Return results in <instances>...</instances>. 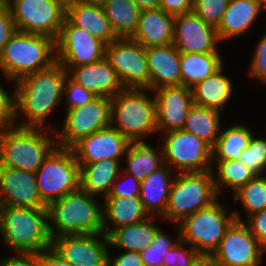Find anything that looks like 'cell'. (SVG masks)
Listing matches in <instances>:
<instances>
[{"mask_svg":"<svg viewBox=\"0 0 266 266\" xmlns=\"http://www.w3.org/2000/svg\"><path fill=\"white\" fill-rule=\"evenodd\" d=\"M68 72L61 63L27 75L14 82L16 126L45 127L48 116L62 104L63 86ZM27 118L18 122V115Z\"/></svg>","mask_w":266,"mask_h":266,"instance_id":"6da1fadb","label":"cell"},{"mask_svg":"<svg viewBox=\"0 0 266 266\" xmlns=\"http://www.w3.org/2000/svg\"><path fill=\"white\" fill-rule=\"evenodd\" d=\"M95 197L79 188L51 202L47 206L51 239L104 233L103 205L100 206Z\"/></svg>","mask_w":266,"mask_h":266,"instance_id":"7a4b0ae2","label":"cell"},{"mask_svg":"<svg viewBox=\"0 0 266 266\" xmlns=\"http://www.w3.org/2000/svg\"><path fill=\"white\" fill-rule=\"evenodd\" d=\"M0 233L15 252L41 253L52 246L48 209L0 205Z\"/></svg>","mask_w":266,"mask_h":266,"instance_id":"3957f363","label":"cell"},{"mask_svg":"<svg viewBox=\"0 0 266 266\" xmlns=\"http://www.w3.org/2000/svg\"><path fill=\"white\" fill-rule=\"evenodd\" d=\"M47 129L55 137V128L49 125L0 129V166L35 173L57 146L56 140L47 136Z\"/></svg>","mask_w":266,"mask_h":266,"instance_id":"277c9868","label":"cell"},{"mask_svg":"<svg viewBox=\"0 0 266 266\" xmlns=\"http://www.w3.org/2000/svg\"><path fill=\"white\" fill-rule=\"evenodd\" d=\"M55 62L54 39L16 30L0 54V71L7 80L17 82Z\"/></svg>","mask_w":266,"mask_h":266,"instance_id":"5b68a950","label":"cell"},{"mask_svg":"<svg viewBox=\"0 0 266 266\" xmlns=\"http://www.w3.org/2000/svg\"><path fill=\"white\" fill-rule=\"evenodd\" d=\"M146 91L150 90L124 88L111 98V126L130 142L158 133L155 95L150 97Z\"/></svg>","mask_w":266,"mask_h":266,"instance_id":"8992f818","label":"cell"},{"mask_svg":"<svg viewBox=\"0 0 266 266\" xmlns=\"http://www.w3.org/2000/svg\"><path fill=\"white\" fill-rule=\"evenodd\" d=\"M217 199L209 207L185 217L179 226V239L190 244L199 254L212 255L226 230L235 221H243L237 211L227 212Z\"/></svg>","mask_w":266,"mask_h":266,"instance_id":"52a82bcc","label":"cell"},{"mask_svg":"<svg viewBox=\"0 0 266 266\" xmlns=\"http://www.w3.org/2000/svg\"><path fill=\"white\" fill-rule=\"evenodd\" d=\"M217 198L213 169L176 173L169 191L167 208L160 219L178 224L185 217L209 207Z\"/></svg>","mask_w":266,"mask_h":266,"instance_id":"ba28073f","label":"cell"},{"mask_svg":"<svg viewBox=\"0 0 266 266\" xmlns=\"http://www.w3.org/2000/svg\"><path fill=\"white\" fill-rule=\"evenodd\" d=\"M35 174L39 195L47 206L80 188V165L69 148L56 146Z\"/></svg>","mask_w":266,"mask_h":266,"instance_id":"9c48e42d","label":"cell"},{"mask_svg":"<svg viewBox=\"0 0 266 266\" xmlns=\"http://www.w3.org/2000/svg\"><path fill=\"white\" fill-rule=\"evenodd\" d=\"M162 138L164 163L175 174L176 170L177 173L214 170L212 148L194 134L180 129L166 132Z\"/></svg>","mask_w":266,"mask_h":266,"instance_id":"30bf717a","label":"cell"},{"mask_svg":"<svg viewBox=\"0 0 266 266\" xmlns=\"http://www.w3.org/2000/svg\"><path fill=\"white\" fill-rule=\"evenodd\" d=\"M62 130L55 129L57 147L71 149L81 139L111 126V98L97 96L91 102L66 110Z\"/></svg>","mask_w":266,"mask_h":266,"instance_id":"8fae6325","label":"cell"},{"mask_svg":"<svg viewBox=\"0 0 266 266\" xmlns=\"http://www.w3.org/2000/svg\"><path fill=\"white\" fill-rule=\"evenodd\" d=\"M105 58L124 88L150 90L148 60L143 45L132 38H117L106 45Z\"/></svg>","mask_w":266,"mask_h":266,"instance_id":"7c38bea8","label":"cell"},{"mask_svg":"<svg viewBox=\"0 0 266 266\" xmlns=\"http://www.w3.org/2000/svg\"><path fill=\"white\" fill-rule=\"evenodd\" d=\"M18 31L56 40L66 11L53 0H11L8 4Z\"/></svg>","mask_w":266,"mask_h":266,"instance_id":"4fadbf2b","label":"cell"},{"mask_svg":"<svg viewBox=\"0 0 266 266\" xmlns=\"http://www.w3.org/2000/svg\"><path fill=\"white\" fill-rule=\"evenodd\" d=\"M106 44L66 18L55 40L56 61L62 66H83L105 57Z\"/></svg>","mask_w":266,"mask_h":266,"instance_id":"5bb4252c","label":"cell"},{"mask_svg":"<svg viewBox=\"0 0 266 266\" xmlns=\"http://www.w3.org/2000/svg\"><path fill=\"white\" fill-rule=\"evenodd\" d=\"M266 249L244 221L235 220L212 254L224 266H259Z\"/></svg>","mask_w":266,"mask_h":266,"instance_id":"9a60e30c","label":"cell"},{"mask_svg":"<svg viewBox=\"0 0 266 266\" xmlns=\"http://www.w3.org/2000/svg\"><path fill=\"white\" fill-rule=\"evenodd\" d=\"M51 248L72 266H107L110 254L104 233L60 236L52 239Z\"/></svg>","mask_w":266,"mask_h":266,"instance_id":"2e32d148","label":"cell"},{"mask_svg":"<svg viewBox=\"0 0 266 266\" xmlns=\"http://www.w3.org/2000/svg\"><path fill=\"white\" fill-rule=\"evenodd\" d=\"M221 42L214 26L205 23L195 12L175 16L173 45L184 53H219Z\"/></svg>","mask_w":266,"mask_h":266,"instance_id":"e0dca14e","label":"cell"},{"mask_svg":"<svg viewBox=\"0 0 266 266\" xmlns=\"http://www.w3.org/2000/svg\"><path fill=\"white\" fill-rule=\"evenodd\" d=\"M130 143L118 129L109 126L81 139L71 149L78 164L104 159L121 161L125 157Z\"/></svg>","mask_w":266,"mask_h":266,"instance_id":"ac0fdd59","label":"cell"},{"mask_svg":"<svg viewBox=\"0 0 266 266\" xmlns=\"http://www.w3.org/2000/svg\"><path fill=\"white\" fill-rule=\"evenodd\" d=\"M0 205L47 208L38 192L36 174L0 166Z\"/></svg>","mask_w":266,"mask_h":266,"instance_id":"d6986e66","label":"cell"},{"mask_svg":"<svg viewBox=\"0 0 266 266\" xmlns=\"http://www.w3.org/2000/svg\"><path fill=\"white\" fill-rule=\"evenodd\" d=\"M153 93L156 99L157 131L164 134L182 129L188 111L194 104L191 88L183 85L165 86Z\"/></svg>","mask_w":266,"mask_h":266,"instance_id":"ffe728a7","label":"cell"},{"mask_svg":"<svg viewBox=\"0 0 266 266\" xmlns=\"http://www.w3.org/2000/svg\"><path fill=\"white\" fill-rule=\"evenodd\" d=\"M63 67L75 82L96 96L113 98L124 89L117 73L105 57L88 65Z\"/></svg>","mask_w":266,"mask_h":266,"instance_id":"44dd1931","label":"cell"},{"mask_svg":"<svg viewBox=\"0 0 266 266\" xmlns=\"http://www.w3.org/2000/svg\"><path fill=\"white\" fill-rule=\"evenodd\" d=\"M150 75V91L181 85L180 51L173 45L145 48Z\"/></svg>","mask_w":266,"mask_h":266,"instance_id":"7402d4cb","label":"cell"},{"mask_svg":"<svg viewBox=\"0 0 266 266\" xmlns=\"http://www.w3.org/2000/svg\"><path fill=\"white\" fill-rule=\"evenodd\" d=\"M175 16L161 8L142 10L134 35V41L145 48L173 44Z\"/></svg>","mask_w":266,"mask_h":266,"instance_id":"603a6c76","label":"cell"},{"mask_svg":"<svg viewBox=\"0 0 266 266\" xmlns=\"http://www.w3.org/2000/svg\"><path fill=\"white\" fill-rule=\"evenodd\" d=\"M175 172L169 165L163 164L140 182L139 198L150 216H159L165 213L168 204L169 191L175 178Z\"/></svg>","mask_w":266,"mask_h":266,"instance_id":"cb8c5ba5","label":"cell"},{"mask_svg":"<svg viewBox=\"0 0 266 266\" xmlns=\"http://www.w3.org/2000/svg\"><path fill=\"white\" fill-rule=\"evenodd\" d=\"M261 13L260 0H230L216 28L219 40L245 34Z\"/></svg>","mask_w":266,"mask_h":266,"instance_id":"d4e9b609","label":"cell"},{"mask_svg":"<svg viewBox=\"0 0 266 266\" xmlns=\"http://www.w3.org/2000/svg\"><path fill=\"white\" fill-rule=\"evenodd\" d=\"M65 18L74 26L89 32L106 45L117 39L102 6L80 1L66 11Z\"/></svg>","mask_w":266,"mask_h":266,"instance_id":"484cf974","label":"cell"},{"mask_svg":"<svg viewBox=\"0 0 266 266\" xmlns=\"http://www.w3.org/2000/svg\"><path fill=\"white\" fill-rule=\"evenodd\" d=\"M102 205L103 230L106 236L114 229L135 224L150 217L139 197H104ZM110 223L113 229L109 228Z\"/></svg>","mask_w":266,"mask_h":266,"instance_id":"4316f807","label":"cell"},{"mask_svg":"<svg viewBox=\"0 0 266 266\" xmlns=\"http://www.w3.org/2000/svg\"><path fill=\"white\" fill-rule=\"evenodd\" d=\"M122 162L104 159L80 165V188L91 195L106 197L122 170Z\"/></svg>","mask_w":266,"mask_h":266,"instance_id":"83f0119b","label":"cell"},{"mask_svg":"<svg viewBox=\"0 0 266 266\" xmlns=\"http://www.w3.org/2000/svg\"><path fill=\"white\" fill-rule=\"evenodd\" d=\"M222 68L223 66L191 88L194 104L221 112L225 109V104L233 94V83L228 76L222 73Z\"/></svg>","mask_w":266,"mask_h":266,"instance_id":"f1b7e54d","label":"cell"},{"mask_svg":"<svg viewBox=\"0 0 266 266\" xmlns=\"http://www.w3.org/2000/svg\"><path fill=\"white\" fill-rule=\"evenodd\" d=\"M155 217L150 216L144 221L114 229L108 235L110 247L141 253L153 243L155 233L159 229L154 222Z\"/></svg>","mask_w":266,"mask_h":266,"instance_id":"f546056e","label":"cell"},{"mask_svg":"<svg viewBox=\"0 0 266 266\" xmlns=\"http://www.w3.org/2000/svg\"><path fill=\"white\" fill-rule=\"evenodd\" d=\"M223 65L220 53L180 52L181 85L192 88Z\"/></svg>","mask_w":266,"mask_h":266,"instance_id":"4dcf8cb0","label":"cell"},{"mask_svg":"<svg viewBox=\"0 0 266 266\" xmlns=\"http://www.w3.org/2000/svg\"><path fill=\"white\" fill-rule=\"evenodd\" d=\"M159 150L144 140L131 142L125 155L127 167H122L123 170L143 181L164 164L162 147Z\"/></svg>","mask_w":266,"mask_h":266,"instance_id":"1f68e13d","label":"cell"},{"mask_svg":"<svg viewBox=\"0 0 266 266\" xmlns=\"http://www.w3.org/2000/svg\"><path fill=\"white\" fill-rule=\"evenodd\" d=\"M220 113L219 110L193 104L182 130L194 134L213 148L221 132Z\"/></svg>","mask_w":266,"mask_h":266,"instance_id":"d6a6232c","label":"cell"},{"mask_svg":"<svg viewBox=\"0 0 266 266\" xmlns=\"http://www.w3.org/2000/svg\"><path fill=\"white\" fill-rule=\"evenodd\" d=\"M102 7L117 38L134 35L142 10L133 0H107Z\"/></svg>","mask_w":266,"mask_h":266,"instance_id":"836d02e7","label":"cell"},{"mask_svg":"<svg viewBox=\"0 0 266 266\" xmlns=\"http://www.w3.org/2000/svg\"><path fill=\"white\" fill-rule=\"evenodd\" d=\"M223 130L212 148V160H239L241 152L249 146L253 132L240 123Z\"/></svg>","mask_w":266,"mask_h":266,"instance_id":"e575fe53","label":"cell"},{"mask_svg":"<svg viewBox=\"0 0 266 266\" xmlns=\"http://www.w3.org/2000/svg\"><path fill=\"white\" fill-rule=\"evenodd\" d=\"M217 167L213 171L214 186L220 195L225 188H230L234 194L240 187L246 185L256 175L239 160H212ZM217 177V178H216Z\"/></svg>","mask_w":266,"mask_h":266,"instance_id":"d590c367","label":"cell"},{"mask_svg":"<svg viewBox=\"0 0 266 266\" xmlns=\"http://www.w3.org/2000/svg\"><path fill=\"white\" fill-rule=\"evenodd\" d=\"M232 197L242 204L248 217L262 211L266 208V175L255 176L246 185L240 187Z\"/></svg>","mask_w":266,"mask_h":266,"instance_id":"8d00e7d4","label":"cell"},{"mask_svg":"<svg viewBox=\"0 0 266 266\" xmlns=\"http://www.w3.org/2000/svg\"><path fill=\"white\" fill-rule=\"evenodd\" d=\"M239 161L256 176H263L266 171V139L253 134L249 146L241 152Z\"/></svg>","mask_w":266,"mask_h":266,"instance_id":"74e56055","label":"cell"},{"mask_svg":"<svg viewBox=\"0 0 266 266\" xmlns=\"http://www.w3.org/2000/svg\"><path fill=\"white\" fill-rule=\"evenodd\" d=\"M177 228L176 241H172L160 228L156 231L153 243L140 253L145 266H163V258L179 240V226Z\"/></svg>","mask_w":266,"mask_h":266,"instance_id":"f35d334b","label":"cell"},{"mask_svg":"<svg viewBox=\"0 0 266 266\" xmlns=\"http://www.w3.org/2000/svg\"><path fill=\"white\" fill-rule=\"evenodd\" d=\"M230 0H193V12L205 23L215 28L221 22Z\"/></svg>","mask_w":266,"mask_h":266,"instance_id":"ab89813d","label":"cell"},{"mask_svg":"<svg viewBox=\"0 0 266 266\" xmlns=\"http://www.w3.org/2000/svg\"><path fill=\"white\" fill-rule=\"evenodd\" d=\"M65 95V96H64ZM63 97H66L68 102L66 110L81 107L86 103L91 102L97 96L75 82L68 74L63 86Z\"/></svg>","mask_w":266,"mask_h":266,"instance_id":"60d3db41","label":"cell"},{"mask_svg":"<svg viewBox=\"0 0 266 266\" xmlns=\"http://www.w3.org/2000/svg\"><path fill=\"white\" fill-rule=\"evenodd\" d=\"M199 255L190 244L179 239L163 258V266H193Z\"/></svg>","mask_w":266,"mask_h":266,"instance_id":"b9f144b4","label":"cell"},{"mask_svg":"<svg viewBox=\"0 0 266 266\" xmlns=\"http://www.w3.org/2000/svg\"><path fill=\"white\" fill-rule=\"evenodd\" d=\"M125 177L122 179V182L119 178ZM129 183H127L126 180ZM127 183V186L125 183ZM121 182V183H120ZM125 184L126 186H123ZM140 195V181L137 180L132 174L125 172L123 169L121 170L119 176L115 180L112 185L110 193L106 197H129V198H136Z\"/></svg>","mask_w":266,"mask_h":266,"instance_id":"7bdbcfd3","label":"cell"},{"mask_svg":"<svg viewBox=\"0 0 266 266\" xmlns=\"http://www.w3.org/2000/svg\"><path fill=\"white\" fill-rule=\"evenodd\" d=\"M249 74L266 84V32L257 42L254 49V56L250 63Z\"/></svg>","mask_w":266,"mask_h":266,"instance_id":"ee69618b","label":"cell"},{"mask_svg":"<svg viewBox=\"0 0 266 266\" xmlns=\"http://www.w3.org/2000/svg\"><path fill=\"white\" fill-rule=\"evenodd\" d=\"M15 121V90L9 94L0 83V129L14 126Z\"/></svg>","mask_w":266,"mask_h":266,"instance_id":"f6af8a7d","label":"cell"},{"mask_svg":"<svg viewBox=\"0 0 266 266\" xmlns=\"http://www.w3.org/2000/svg\"><path fill=\"white\" fill-rule=\"evenodd\" d=\"M244 223L249 227L258 242L266 249V208L247 217Z\"/></svg>","mask_w":266,"mask_h":266,"instance_id":"bcb514c9","label":"cell"},{"mask_svg":"<svg viewBox=\"0 0 266 266\" xmlns=\"http://www.w3.org/2000/svg\"><path fill=\"white\" fill-rule=\"evenodd\" d=\"M16 27L8 5L0 4V54L5 43L16 31Z\"/></svg>","mask_w":266,"mask_h":266,"instance_id":"7dc6e473","label":"cell"},{"mask_svg":"<svg viewBox=\"0 0 266 266\" xmlns=\"http://www.w3.org/2000/svg\"><path fill=\"white\" fill-rule=\"evenodd\" d=\"M0 266H41L40 253H21L0 259Z\"/></svg>","mask_w":266,"mask_h":266,"instance_id":"c3c4849f","label":"cell"},{"mask_svg":"<svg viewBox=\"0 0 266 266\" xmlns=\"http://www.w3.org/2000/svg\"><path fill=\"white\" fill-rule=\"evenodd\" d=\"M159 8L173 16L182 15L193 10V0H160Z\"/></svg>","mask_w":266,"mask_h":266,"instance_id":"681fc988","label":"cell"},{"mask_svg":"<svg viewBox=\"0 0 266 266\" xmlns=\"http://www.w3.org/2000/svg\"><path fill=\"white\" fill-rule=\"evenodd\" d=\"M107 266H145L141 254L137 252L125 251L112 260L108 254Z\"/></svg>","mask_w":266,"mask_h":266,"instance_id":"f907efd6","label":"cell"},{"mask_svg":"<svg viewBox=\"0 0 266 266\" xmlns=\"http://www.w3.org/2000/svg\"><path fill=\"white\" fill-rule=\"evenodd\" d=\"M41 266H72L69 262L59 256L52 248L40 253Z\"/></svg>","mask_w":266,"mask_h":266,"instance_id":"816d5d0a","label":"cell"},{"mask_svg":"<svg viewBox=\"0 0 266 266\" xmlns=\"http://www.w3.org/2000/svg\"><path fill=\"white\" fill-rule=\"evenodd\" d=\"M193 266H224L213 255L200 254Z\"/></svg>","mask_w":266,"mask_h":266,"instance_id":"f5cc1de1","label":"cell"},{"mask_svg":"<svg viewBox=\"0 0 266 266\" xmlns=\"http://www.w3.org/2000/svg\"><path fill=\"white\" fill-rule=\"evenodd\" d=\"M141 10L158 9L160 0H133Z\"/></svg>","mask_w":266,"mask_h":266,"instance_id":"db71d44e","label":"cell"},{"mask_svg":"<svg viewBox=\"0 0 266 266\" xmlns=\"http://www.w3.org/2000/svg\"><path fill=\"white\" fill-rule=\"evenodd\" d=\"M56 2L63 10L67 11L69 8L75 6L82 0H53Z\"/></svg>","mask_w":266,"mask_h":266,"instance_id":"11a10c76","label":"cell"},{"mask_svg":"<svg viewBox=\"0 0 266 266\" xmlns=\"http://www.w3.org/2000/svg\"><path fill=\"white\" fill-rule=\"evenodd\" d=\"M82 1L86 2V3H91V4H94V5L102 6L107 0H82Z\"/></svg>","mask_w":266,"mask_h":266,"instance_id":"9f6ffc18","label":"cell"},{"mask_svg":"<svg viewBox=\"0 0 266 266\" xmlns=\"http://www.w3.org/2000/svg\"><path fill=\"white\" fill-rule=\"evenodd\" d=\"M260 5H261V12L262 10L266 9V0H260Z\"/></svg>","mask_w":266,"mask_h":266,"instance_id":"6f0895ef","label":"cell"},{"mask_svg":"<svg viewBox=\"0 0 266 266\" xmlns=\"http://www.w3.org/2000/svg\"><path fill=\"white\" fill-rule=\"evenodd\" d=\"M11 0H0V4H8Z\"/></svg>","mask_w":266,"mask_h":266,"instance_id":"680465c9","label":"cell"}]
</instances>
